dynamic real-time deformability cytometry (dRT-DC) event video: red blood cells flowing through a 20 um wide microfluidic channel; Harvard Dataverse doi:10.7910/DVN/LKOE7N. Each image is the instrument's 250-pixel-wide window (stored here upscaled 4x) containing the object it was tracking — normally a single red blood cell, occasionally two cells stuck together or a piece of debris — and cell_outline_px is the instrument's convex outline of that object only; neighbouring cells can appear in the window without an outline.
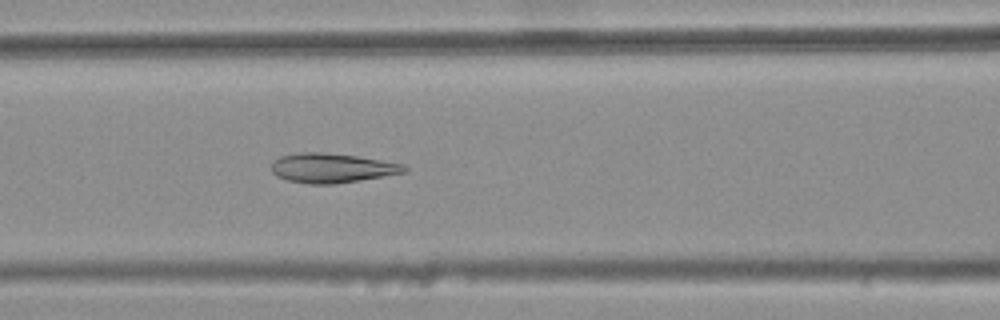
{"species": "common noctule bat (a hibernating species)", "species_latin": "Nyctalus noctula", "temperature_condition": "warm", "stored_images_in_passage": 36, "camera_frame_rate_fps": 3000, "um_per_image_px": 0.085, "animal": {"sex": "female", "body_mass_g": 25.1}, "frame": {"image": 1, "passage_image": 13, "time_ms": 4.0, "image_size_px": [1000, 320], "cell_outline_px": [[408, 172], [336, 184], [308, 184], [288, 180], [276, 176], [272, 172], [272, 160], [280, 156], [300, 152], [324, 152], [356, 156], [404, 164], [408, 168]], "centroid_in_image_um": [28.2, 14.28], "position_along_channel_um": 138.4, "area_um2": 22.95}}
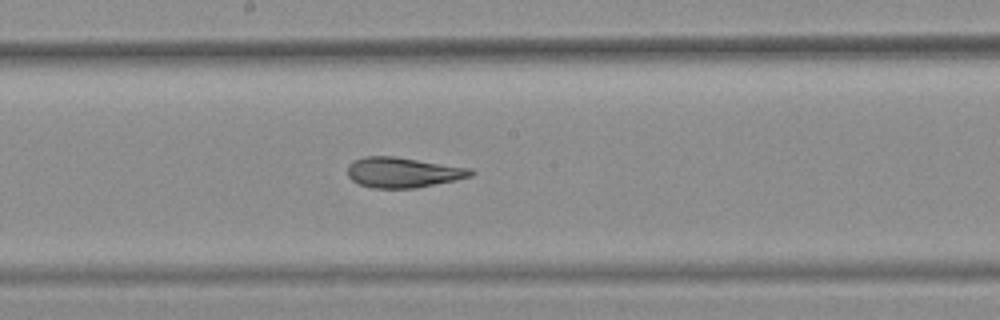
{"frame": {"image": 2, "passage_image": 19, "time_ms": 6.0, "image_size_px": [1000, 320], "cell_outline_px": [[476, 172], [472, 176], [456, 180], [416, 188], [372, 188], [360, 184], [352, 180], [348, 176], [348, 164], [364, 156], [396, 156], [472, 168]], "centroid_in_image_um": [34.29, 14.65], "position_along_channel_um": 213.9, "area_um2": 21.91}}
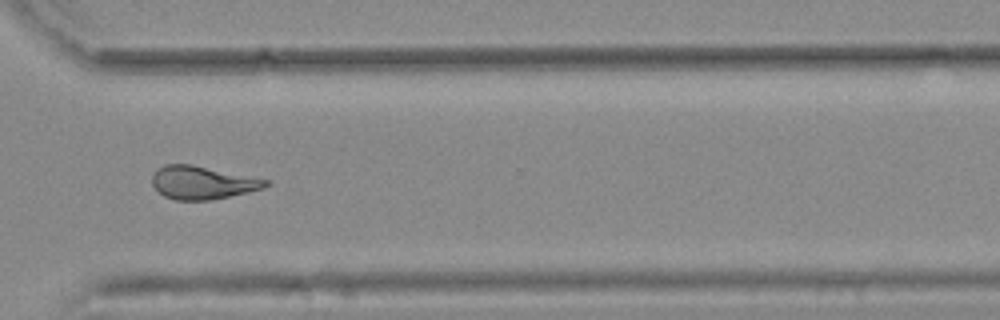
{"frame": {"image": 3, "passage_image": 30, "time_ms": 9.667, "image_size_px": [1000, 320], "cell_outline_px": [[268, 184], [264, 188], [248, 192], [212, 200], [176, 200], [164, 196], [152, 184], [152, 176], [156, 168], [164, 164], [192, 164], [268, 180]], "centroid_in_image_um": [17.17, 15.52], "position_along_channel_um": 353.4, "area_um2": 21.79}, "authors_computed_cell_mechanics": {"area_um2": 22.2819, "velocity_mm_per_s": 3.7954, "shape_relaxation_time_tau1_ms": null, "shape_relaxation_time_tau2_ms": 2.2889, "deformation_change_tau1": null, "deformation_change_tau2": 0.0655}}